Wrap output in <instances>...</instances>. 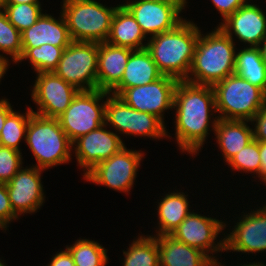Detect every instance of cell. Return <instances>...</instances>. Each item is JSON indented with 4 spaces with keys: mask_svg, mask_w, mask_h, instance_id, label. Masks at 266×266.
<instances>
[{
    "mask_svg": "<svg viewBox=\"0 0 266 266\" xmlns=\"http://www.w3.org/2000/svg\"><path fill=\"white\" fill-rule=\"evenodd\" d=\"M202 35L200 32L189 70L194 78L189 76L185 81L213 86L227 76L234 74L235 45L233 39L219 27L203 37Z\"/></svg>",
    "mask_w": 266,
    "mask_h": 266,
    "instance_id": "cell-3",
    "label": "cell"
},
{
    "mask_svg": "<svg viewBox=\"0 0 266 266\" xmlns=\"http://www.w3.org/2000/svg\"><path fill=\"white\" fill-rule=\"evenodd\" d=\"M242 266H265V265L262 264V263L259 264V262H258V263H255V262H254V264H253V263H252V264L249 263V264H247V265H246V264H243Z\"/></svg>",
    "mask_w": 266,
    "mask_h": 266,
    "instance_id": "cell-45",
    "label": "cell"
},
{
    "mask_svg": "<svg viewBox=\"0 0 266 266\" xmlns=\"http://www.w3.org/2000/svg\"><path fill=\"white\" fill-rule=\"evenodd\" d=\"M21 3L26 4H40L38 0H3L2 5H17Z\"/></svg>",
    "mask_w": 266,
    "mask_h": 266,
    "instance_id": "cell-41",
    "label": "cell"
},
{
    "mask_svg": "<svg viewBox=\"0 0 266 266\" xmlns=\"http://www.w3.org/2000/svg\"><path fill=\"white\" fill-rule=\"evenodd\" d=\"M3 0H0V9L2 8Z\"/></svg>",
    "mask_w": 266,
    "mask_h": 266,
    "instance_id": "cell-46",
    "label": "cell"
},
{
    "mask_svg": "<svg viewBox=\"0 0 266 266\" xmlns=\"http://www.w3.org/2000/svg\"><path fill=\"white\" fill-rule=\"evenodd\" d=\"M19 150L0 145V182L8 183L23 168Z\"/></svg>",
    "mask_w": 266,
    "mask_h": 266,
    "instance_id": "cell-34",
    "label": "cell"
},
{
    "mask_svg": "<svg viewBox=\"0 0 266 266\" xmlns=\"http://www.w3.org/2000/svg\"><path fill=\"white\" fill-rule=\"evenodd\" d=\"M255 122V129H253V139L266 142V104L259 110V112L250 121Z\"/></svg>",
    "mask_w": 266,
    "mask_h": 266,
    "instance_id": "cell-36",
    "label": "cell"
},
{
    "mask_svg": "<svg viewBox=\"0 0 266 266\" xmlns=\"http://www.w3.org/2000/svg\"><path fill=\"white\" fill-rule=\"evenodd\" d=\"M133 15L146 36L168 32L184 20L179 17L184 9L179 3L166 0H135L123 4Z\"/></svg>",
    "mask_w": 266,
    "mask_h": 266,
    "instance_id": "cell-13",
    "label": "cell"
},
{
    "mask_svg": "<svg viewBox=\"0 0 266 266\" xmlns=\"http://www.w3.org/2000/svg\"><path fill=\"white\" fill-rule=\"evenodd\" d=\"M62 13L72 41L106 42L117 7L95 0H63Z\"/></svg>",
    "mask_w": 266,
    "mask_h": 266,
    "instance_id": "cell-6",
    "label": "cell"
},
{
    "mask_svg": "<svg viewBox=\"0 0 266 266\" xmlns=\"http://www.w3.org/2000/svg\"><path fill=\"white\" fill-rule=\"evenodd\" d=\"M105 96H108V92L99 89L79 91L69 107L57 118L71 143L105 124L106 101L99 104Z\"/></svg>",
    "mask_w": 266,
    "mask_h": 266,
    "instance_id": "cell-7",
    "label": "cell"
},
{
    "mask_svg": "<svg viewBox=\"0 0 266 266\" xmlns=\"http://www.w3.org/2000/svg\"><path fill=\"white\" fill-rule=\"evenodd\" d=\"M234 73L266 94V63L258 47H246L236 53Z\"/></svg>",
    "mask_w": 266,
    "mask_h": 266,
    "instance_id": "cell-26",
    "label": "cell"
},
{
    "mask_svg": "<svg viewBox=\"0 0 266 266\" xmlns=\"http://www.w3.org/2000/svg\"><path fill=\"white\" fill-rule=\"evenodd\" d=\"M32 108H28L26 114L22 115L12 111L7 117L0 134V145L20 151L19 144L22 137H26V129L29 123Z\"/></svg>",
    "mask_w": 266,
    "mask_h": 266,
    "instance_id": "cell-30",
    "label": "cell"
},
{
    "mask_svg": "<svg viewBox=\"0 0 266 266\" xmlns=\"http://www.w3.org/2000/svg\"><path fill=\"white\" fill-rule=\"evenodd\" d=\"M13 111L11 104L7 101V99L0 100V134L4 123L6 121V117Z\"/></svg>",
    "mask_w": 266,
    "mask_h": 266,
    "instance_id": "cell-39",
    "label": "cell"
},
{
    "mask_svg": "<svg viewBox=\"0 0 266 266\" xmlns=\"http://www.w3.org/2000/svg\"><path fill=\"white\" fill-rule=\"evenodd\" d=\"M133 51L107 42L98 43L97 89L110 92L121 81Z\"/></svg>",
    "mask_w": 266,
    "mask_h": 266,
    "instance_id": "cell-21",
    "label": "cell"
},
{
    "mask_svg": "<svg viewBox=\"0 0 266 266\" xmlns=\"http://www.w3.org/2000/svg\"><path fill=\"white\" fill-rule=\"evenodd\" d=\"M0 266H6V265H4V263H2L1 260H0Z\"/></svg>",
    "mask_w": 266,
    "mask_h": 266,
    "instance_id": "cell-47",
    "label": "cell"
},
{
    "mask_svg": "<svg viewBox=\"0 0 266 266\" xmlns=\"http://www.w3.org/2000/svg\"><path fill=\"white\" fill-rule=\"evenodd\" d=\"M144 153L123 147L109 159L101 161L84 177L87 181L111 189L128 192L133 187L136 172Z\"/></svg>",
    "mask_w": 266,
    "mask_h": 266,
    "instance_id": "cell-10",
    "label": "cell"
},
{
    "mask_svg": "<svg viewBox=\"0 0 266 266\" xmlns=\"http://www.w3.org/2000/svg\"><path fill=\"white\" fill-rule=\"evenodd\" d=\"M221 220L190 213L170 234L180 242L203 251L207 255L225 251V239L215 244L218 234L225 228ZM215 244V245H214Z\"/></svg>",
    "mask_w": 266,
    "mask_h": 266,
    "instance_id": "cell-14",
    "label": "cell"
},
{
    "mask_svg": "<svg viewBox=\"0 0 266 266\" xmlns=\"http://www.w3.org/2000/svg\"><path fill=\"white\" fill-rule=\"evenodd\" d=\"M66 47L43 44L35 48H22L19 61L29 59L37 73L53 72L61 59Z\"/></svg>",
    "mask_w": 266,
    "mask_h": 266,
    "instance_id": "cell-28",
    "label": "cell"
},
{
    "mask_svg": "<svg viewBox=\"0 0 266 266\" xmlns=\"http://www.w3.org/2000/svg\"><path fill=\"white\" fill-rule=\"evenodd\" d=\"M25 141L37 161L36 168L47 169L71 159L72 143L57 118L30 115Z\"/></svg>",
    "mask_w": 266,
    "mask_h": 266,
    "instance_id": "cell-4",
    "label": "cell"
},
{
    "mask_svg": "<svg viewBox=\"0 0 266 266\" xmlns=\"http://www.w3.org/2000/svg\"><path fill=\"white\" fill-rule=\"evenodd\" d=\"M249 120H224L212 122L217 142L226 162L253 140V129L247 126Z\"/></svg>",
    "mask_w": 266,
    "mask_h": 266,
    "instance_id": "cell-23",
    "label": "cell"
},
{
    "mask_svg": "<svg viewBox=\"0 0 266 266\" xmlns=\"http://www.w3.org/2000/svg\"><path fill=\"white\" fill-rule=\"evenodd\" d=\"M173 108L176 109L175 135L179 147L183 152L195 155L209 131L210 115L213 114L210 108L216 112L212 86L178 81L174 90Z\"/></svg>",
    "mask_w": 266,
    "mask_h": 266,
    "instance_id": "cell-1",
    "label": "cell"
},
{
    "mask_svg": "<svg viewBox=\"0 0 266 266\" xmlns=\"http://www.w3.org/2000/svg\"><path fill=\"white\" fill-rule=\"evenodd\" d=\"M162 76L146 48L134 50L130 54L121 81L110 93L113 91V95H118L123 89L149 84Z\"/></svg>",
    "mask_w": 266,
    "mask_h": 266,
    "instance_id": "cell-22",
    "label": "cell"
},
{
    "mask_svg": "<svg viewBox=\"0 0 266 266\" xmlns=\"http://www.w3.org/2000/svg\"><path fill=\"white\" fill-rule=\"evenodd\" d=\"M61 18L56 20L51 15L42 14L35 24L21 32L22 48H35L43 44L67 47L72 39L62 13Z\"/></svg>",
    "mask_w": 266,
    "mask_h": 266,
    "instance_id": "cell-20",
    "label": "cell"
},
{
    "mask_svg": "<svg viewBox=\"0 0 266 266\" xmlns=\"http://www.w3.org/2000/svg\"><path fill=\"white\" fill-rule=\"evenodd\" d=\"M160 266H223L215 257L180 242L171 235L155 237Z\"/></svg>",
    "mask_w": 266,
    "mask_h": 266,
    "instance_id": "cell-19",
    "label": "cell"
},
{
    "mask_svg": "<svg viewBox=\"0 0 266 266\" xmlns=\"http://www.w3.org/2000/svg\"><path fill=\"white\" fill-rule=\"evenodd\" d=\"M108 92L105 108V124L127 135L161 138L167 135L164 121L155 115L133 109L117 95Z\"/></svg>",
    "mask_w": 266,
    "mask_h": 266,
    "instance_id": "cell-9",
    "label": "cell"
},
{
    "mask_svg": "<svg viewBox=\"0 0 266 266\" xmlns=\"http://www.w3.org/2000/svg\"><path fill=\"white\" fill-rule=\"evenodd\" d=\"M8 59L0 55V79L4 76L6 73V70L8 68Z\"/></svg>",
    "mask_w": 266,
    "mask_h": 266,
    "instance_id": "cell-42",
    "label": "cell"
},
{
    "mask_svg": "<svg viewBox=\"0 0 266 266\" xmlns=\"http://www.w3.org/2000/svg\"><path fill=\"white\" fill-rule=\"evenodd\" d=\"M248 214L243 215L224 238L225 251L255 253L266 250V206Z\"/></svg>",
    "mask_w": 266,
    "mask_h": 266,
    "instance_id": "cell-17",
    "label": "cell"
},
{
    "mask_svg": "<svg viewBox=\"0 0 266 266\" xmlns=\"http://www.w3.org/2000/svg\"><path fill=\"white\" fill-rule=\"evenodd\" d=\"M78 92L75 86L54 72L37 73L31 97L39 108L33 113L47 118H58L69 107Z\"/></svg>",
    "mask_w": 266,
    "mask_h": 266,
    "instance_id": "cell-12",
    "label": "cell"
},
{
    "mask_svg": "<svg viewBox=\"0 0 266 266\" xmlns=\"http://www.w3.org/2000/svg\"><path fill=\"white\" fill-rule=\"evenodd\" d=\"M43 169L31 166L20 169L17 174L6 183L9 200L13 211L17 215L34 213L44 202V192L41 183Z\"/></svg>",
    "mask_w": 266,
    "mask_h": 266,
    "instance_id": "cell-16",
    "label": "cell"
},
{
    "mask_svg": "<svg viewBox=\"0 0 266 266\" xmlns=\"http://www.w3.org/2000/svg\"><path fill=\"white\" fill-rule=\"evenodd\" d=\"M1 10L20 32L30 28L43 14L40 4L2 5Z\"/></svg>",
    "mask_w": 266,
    "mask_h": 266,
    "instance_id": "cell-31",
    "label": "cell"
},
{
    "mask_svg": "<svg viewBox=\"0 0 266 266\" xmlns=\"http://www.w3.org/2000/svg\"><path fill=\"white\" fill-rule=\"evenodd\" d=\"M212 88L219 119L251 121L266 104V94L235 73L215 83Z\"/></svg>",
    "mask_w": 266,
    "mask_h": 266,
    "instance_id": "cell-5",
    "label": "cell"
},
{
    "mask_svg": "<svg viewBox=\"0 0 266 266\" xmlns=\"http://www.w3.org/2000/svg\"><path fill=\"white\" fill-rule=\"evenodd\" d=\"M218 27L231 39L233 31L240 41L257 47L266 37V16L258 6L247 2Z\"/></svg>",
    "mask_w": 266,
    "mask_h": 266,
    "instance_id": "cell-18",
    "label": "cell"
},
{
    "mask_svg": "<svg viewBox=\"0 0 266 266\" xmlns=\"http://www.w3.org/2000/svg\"><path fill=\"white\" fill-rule=\"evenodd\" d=\"M184 193L166 194L158 206L159 230L156 236L170 235L191 213L189 202Z\"/></svg>",
    "mask_w": 266,
    "mask_h": 266,
    "instance_id": "cell-25",
    "label": "cell"
},
{
    "mask_svg": "<svg viewBox=\"0 0 266 266\" xmlns=\"http://www.w3.org/2000/svg\"><path fill=\"white\" fill-rule=\"evenodd\" d=\"M145 35L130 11L122 4L118 5L111 22L107 43L132 50L146 48Z\"/></svg>",
    "mask_w": 266,
    "mask_h": 266,
    "instance_id": "cell-24",
    "label": "cell"
},
{
    "mask_svg": "<svg viewBox=\"0 0 266 266\" xmlns=\"http://www.w3.org/2000/svg\"><path fill=\"white\" fill-rule=\"evenodd\" d=\"M259 141L253 139L242 150L234 155L227 163L234 170L251 172L261 178V160Z\"/></svg>",
    "mask_w": 266,
    "mask_h": 266,
    "instance_id": "cell-33",
    "label": "cell"
},
{
    "mask_svg": "<svg viewBox=\"0 0 266 266\" xmlns=\"http://www.w3.org/2000/svg\"><path fill=\"white\" fill-rule=\"evenodd\" d=\"M66 248L71 253L75 266H105L108 262L107 251L100 243L79 239L73 246Z\"/></svg>",
    "mask_w": 266,
    "mask_h": 266,
    "instance_id": "cell-29",
    "label": "cell"
},
{
    "mask_svg": "<svg viewBox=\"0 0 266 266\" xmlns=\"http://www.w3.org/2000/svg\"><path fill=\"white\" fill-rule=\"evenodd\" d=\"M178 80L163 75L156 81L123 89L117 96L135 110L155 115L163 121L164 110L173 108Z\"/></svg>",
    "mask_w": 266,
    "mask_h": 266,
    "instance_id": "cell-11",
    "label": "cell"
},
{
    "mask_svg": "<svg viewBox=\"0 0 266 266\" xmlns=\"http://www.w3.org/2000/svg\"><path fill=\"white\" fill-rule=\"evenodd\" d=\"M166 1L179 3L183 8L186 6L185 3H187L186 0H166Z\"/></svg>",
    "mask_w": 266,
    "mask_h": 266,
    "instance_id": "cell-44",
    "label": "cell"
},
{
    "mask_svg": "<svg viewBox=\"0 0 266 266\" xmlns=\"http://www.w3.org/2000/svg\"><path fill=\"white\" fill-rule=\"evenodd\" d=\"M0 51L9 54L18 63L22 56L21 32L8 21L0 9Z\"/></svg>",
    "mask_w": 266,
    "mask_h": 266,
    "instance_id": "cell-32",
    "label": "cell"
},
{
    "mask_svg": "<svg viewBox=\"0 0 266 266\" xmlns=\"http://www.w3.org/2000/svg\"><path fill=\"white\" fill-rule=\"evenodd\" d=\"M257 47L260 51L261 58L266 63V37L261 41V43Z\"/></svg>",
    "mask_w": 266,
    "mask_h": 266,
    "instance_id": "cell-43",
    "label": "cell"
},
{
    "mask_svg": "<svg viewBox=\"0 0 266 266\" xmlns=\"http://www.w3.org/2000/svg\"><path fill=\"white\" fill-rule=\"evenodd\" d=\"M259 151L261 160V178L266 183V142L259 141Z\"/></svg>",
    "mask_w": 266,
    "mask_h": 266,
    "instance_id": "cell-40",
    "label": "cell"
},
{
    "mask_svg": "<svg viewBox=\"0 0 266 266\" xmlns=\"http://www.w3.org/2000/svg\"><path fill=\"white\" fill-rule=\"evenodd\" d=\"M17 218L9 200L6 183L0 182V229L7 228V224Z\"/></svg>",
    "mask_w": 266,
    "mask_h": 266,
    "instance_id": "cell-35",
    "label": "cell"
},
{
    "mask_svg": "<svg viewBox=\"0 0 266 266\" xmlns=\"http://www.w3.org/2000/svg\"><path fill=\"white\" fill-rule=\"evenodd\" d=\"M97 62V42L72 41L53 72L79 91L96 90Z\"/></svg>",
    "mask_w": 266,
    "mask_h": 266,
    "instance_id": "cell-8",
    "label": "cell"
},
{
    "mask_svg": "<svg viewBox=\"0 0 266 266\" xmlns=\"http://www.w3.org/2000/svg\"><path fill=\"white\" fill-rule=\"evenodd\" d=\"M212 2L224 20L247 3L246 0H212Z\"/></svg>",
    "mask_w": 266,
    "mask_h": 266,
    "instance_id": "cell-37",
    "label": "cell"
},
{
    "mask_svg": "<svg viewBox=\"0 0 266 266\" xmlns=\"http://www.w3.org/2000/svg\"><path fill=\"white\" fill-rule=\"evenodd\" d=\"M199 33L197 25L185 19L173 30L150 37L146 50L163 75L183 81L190 76Z\"/></svg>",
    "mask_w": 266,
    "mask_h": 266,
    "instance_id": "cell-2",
    "label": "cell"
},
{
    "mask_svg": "<svg viewBox=\"0 0 266 266\" xmlns=\"http://www.w3.org/2000/svg\"><path fill=\"white\" fill-rule=\"evenodd\" d=\"M129 246L128 251H123L125 256L123 266H160L155 236H139Z\"/></svg>",
    "mask_w": 266,
    "mask_h": 266,
    "instance_id": "cell-27",
    "label": "cell"
},
{
    "mask_svg": "<svg viewBox=\"0 0 266 266\" xmlns=\"http://www.w3.org/2000/svg\"><path fill=\"white\" fill-rule=\"evenodd\" d=\"M48 266H75V263L71 253L66 248V250L56 253Z\"/></svg>",
    "mask_w": 266,
    "mask_h": 266,
    "instance_id": "cell-38",
    "label": "cell"
},
{
    "mask_svg": "<svg viewBox=\"0 0 266 266\" xmlns=\"http://www.w3.org/2000/svg\"><path fill=\"white\" fill-rule=\"evenodd\" d=\"M105 126L101 125L72 143V147L76 144L74 149L78 164L86 170L84 176L101 161L109 159L125 147L120 136L107 131Z\"/></svg>",
    "mask_w": 266,
    "mask_h": 266,
    "instance_id": "cell-15",
    "label": "cell"
}]
</instances>
